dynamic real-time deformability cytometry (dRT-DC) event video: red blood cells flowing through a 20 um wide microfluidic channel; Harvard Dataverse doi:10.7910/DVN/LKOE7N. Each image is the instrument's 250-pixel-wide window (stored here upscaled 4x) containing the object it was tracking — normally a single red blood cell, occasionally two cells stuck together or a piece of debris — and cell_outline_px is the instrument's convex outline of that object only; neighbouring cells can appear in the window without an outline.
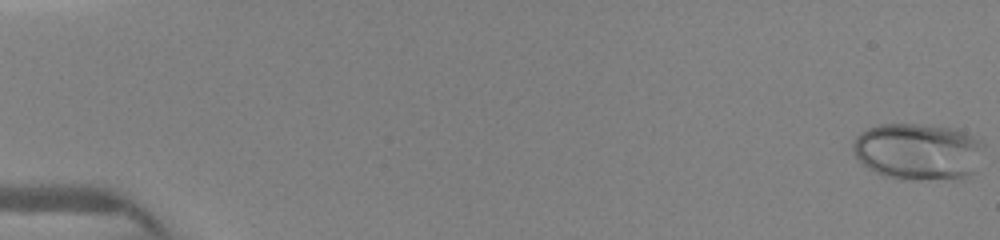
{"species": "human", "species_latin": "Homo sapiens", "temperature_condition": "warm", "stored_images_in_passage": 36, "camera_frame_rate_fps": 3000, "um_per_image_px": 0.085, "donor": {"sex": "female"}, "frame": {"image": 1, "passage_image": 1, "time_ms": 0.0, "image_size_px": [1000, 240], "cell_outline_px": [[984, 148], [976, 172], [960, 180], [956, 180], [884, 176], [868, 168], [856, 156], [852, 148], [852, 144], [856, 136], [860, 132], [868, 128], [880, 124], [920, 124], [956, 128], [980, 136], [984, 140]], "centroid_in_image_um": [78.14, 12.85], "position_along_channel_um": 6.9, "area_um2": 43.87}}
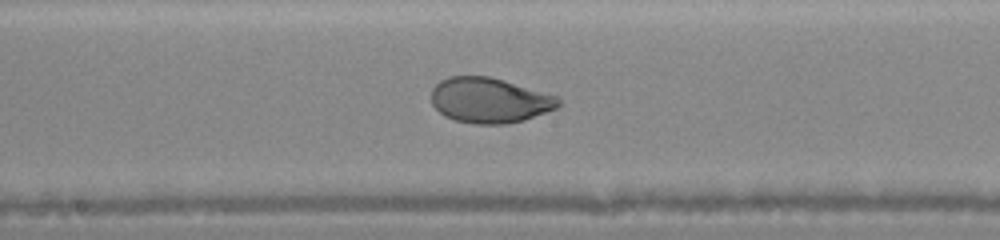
{"frame": {"image": 2, "passage_image": 20, "time_ms": 8.333, "image_size_px": [1000, 240], "cell_outline_px": [[560, 104], [556, 108], [524, 120], [504, 124], [476, 124], [456, 120], [444, 116], [432, 104], [432, 88], [440, 80], [448, 76], [488, 76], [504, 80], [560, 96]], "centroid_in_image_um": [41.62, 8.51], "position_along_channel_um": 206.6, "area_um2": 33.58}}
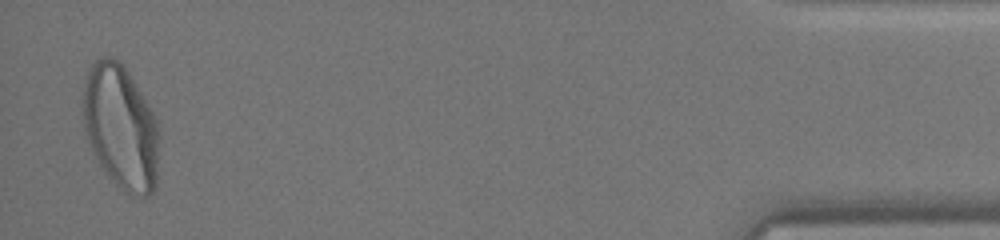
{"frame": {"image": 3, "passage_image": 36, "time_ms": 15.0, "image_size_px": [1000, 240], "cell_outline_px": [[160, 136], [156, 184], [152, 192], [148, 196], [144, 196], [124, 192], [116, 184], [100, 164], [84, 132], [80, 108], [80, 92], [84, 80], [92, 60], [100, 56], [112, 56], [124, 64], [152, 112], [160, 128]], "centroid_in_image_um": [10.22, 10.73], "position_along_channel_um": 425.0, "area_um2": 56.24}}